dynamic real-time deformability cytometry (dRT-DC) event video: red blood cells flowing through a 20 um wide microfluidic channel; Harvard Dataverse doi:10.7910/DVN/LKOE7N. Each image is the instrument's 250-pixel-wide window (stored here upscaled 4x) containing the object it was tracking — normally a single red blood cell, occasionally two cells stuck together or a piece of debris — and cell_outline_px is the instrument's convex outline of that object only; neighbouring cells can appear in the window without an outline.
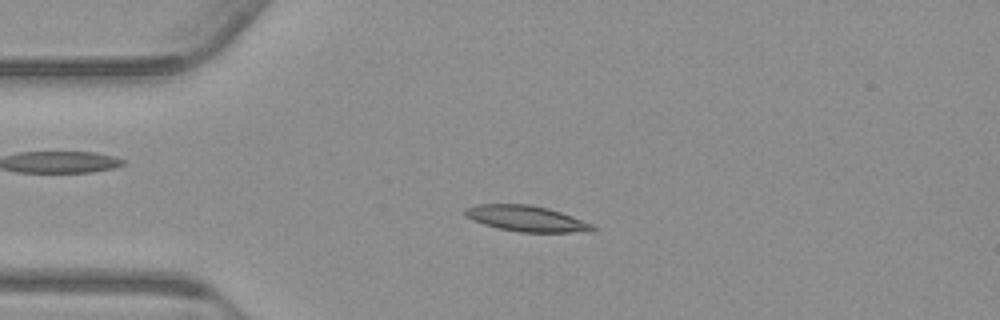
{"species": "common noctule bat (a hibernating species)", "species_latin": "Nyctalus noctula", "temperature_condition": "warm", "stored_images_in_passage": 54, "camera_frame_rate_fps": 3000, "um_per_image_px": 0.085, "animal": {"sex": "male", "body_mass_g": 23.1, "forearm_length_mm": 52.7}, "frame": {"image": 1, "passage_image": 12, "time_ms": 3.667, "image_size_px": [1000, 320], "cell_outline_px": [[596, 228], [568, 232], [520, 232], [500, 228], [484, 224], [472, 220], [464, 212], [464, 208], [476, 204], [528, 204], [548, 208], [572, 216], [592, 224]], "centroid_in_image_um": [44.66, 18.55], "position_along_channel_um": 40.3, "area_um2": 18.73}}
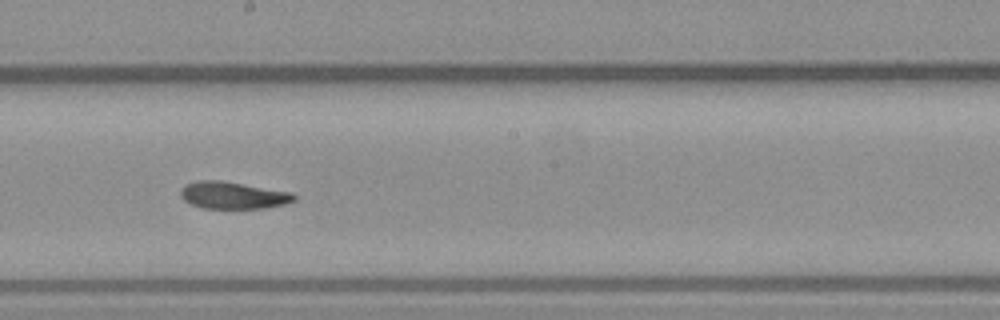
{"frame": {"image": 2, "passage_image": 29, "time_ms": 9.333, "image_size_px": [1000, 320], "cell_outline_px": [[296, 200], [284, 204], [268, 208], [204, 208], [192, 204], [184, 200], [180, 196], [180, 188], [184, 184], [196, 180], [220, 180], [292, 192], [296, 196]], "centroid_in_image_um": [19.79, 16.59], "position_along_channel_um": 228.4, "area_um2": 18.03}}
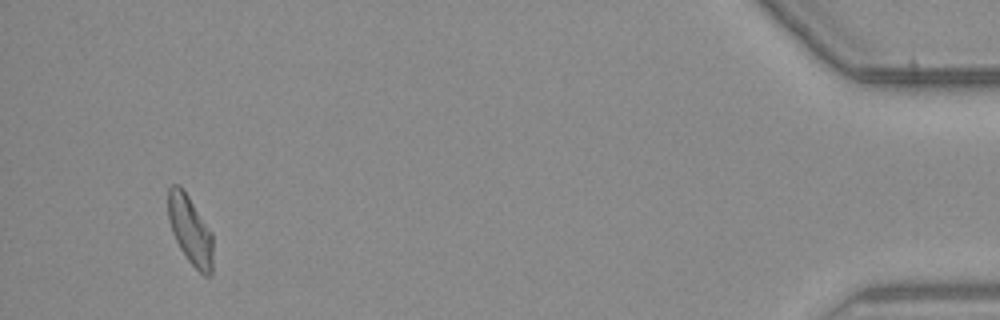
{"frame": {"image": 3, "passage_image": 51, "time_ms": 16.667, "image_size_px": [1000, 320], "cell_outline_px": [[212, 272], [208, 276], [204, 276], [188, 260], [180, 248], [172, 232], [168, 220], [168, 188], [172, 184], [180, 184], [184, 188], [212, 232]], "centroid_in_image_um": [16.16, 19.5], "position_along_channel_um": 419.0, "area_um2": 18.09}, "authors_computed_cell_mechanics": {"area_um2": 18.3515, "velocity_mm_per_s": 3.7409, "shape_relaxation_time_tau1_ms": 7.846, "shape_relaxation_time_tau2_ms": 3.5843, "deformation_change_tau1": 0.1893, "deformation_change_tau2": 0.1051}}